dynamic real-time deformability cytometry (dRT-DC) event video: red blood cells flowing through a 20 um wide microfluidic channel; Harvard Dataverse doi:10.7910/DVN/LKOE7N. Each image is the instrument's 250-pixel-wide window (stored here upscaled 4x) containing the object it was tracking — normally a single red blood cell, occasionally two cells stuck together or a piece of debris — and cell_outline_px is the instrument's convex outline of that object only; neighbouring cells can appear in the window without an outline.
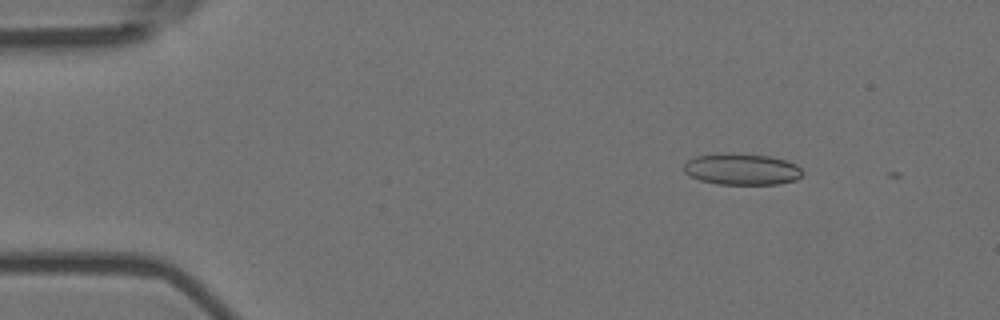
{"species": "Egyptian fruit bat (a non-hibernating species)", "species_latin": "Rousettus aegyptiacus", "temperature_condition": "room temperature", "stored_images_in_passage": 4, "camera_frame_rate_fps": 3000, "um_per_image_px": 0.085, "animal": {"sex": "female"}, "frame": {"image": 1, "passage_image": 2, "time_ms": 0.333, "image_size_px": [1000, 320], "cell_outline_px": [[804, 172], [796, 180], [776, 184], [716, 184], [700, 180], [684, 172], [684, 164], [688, 160], [696, 156], [724, 152], [728, 152], [768, 156], [788, 160], [796, 164]], "centroid_in_image_um": [63.06, 14.37], "position_along_channel_um": 21.9, "area_um2": 21.85}}